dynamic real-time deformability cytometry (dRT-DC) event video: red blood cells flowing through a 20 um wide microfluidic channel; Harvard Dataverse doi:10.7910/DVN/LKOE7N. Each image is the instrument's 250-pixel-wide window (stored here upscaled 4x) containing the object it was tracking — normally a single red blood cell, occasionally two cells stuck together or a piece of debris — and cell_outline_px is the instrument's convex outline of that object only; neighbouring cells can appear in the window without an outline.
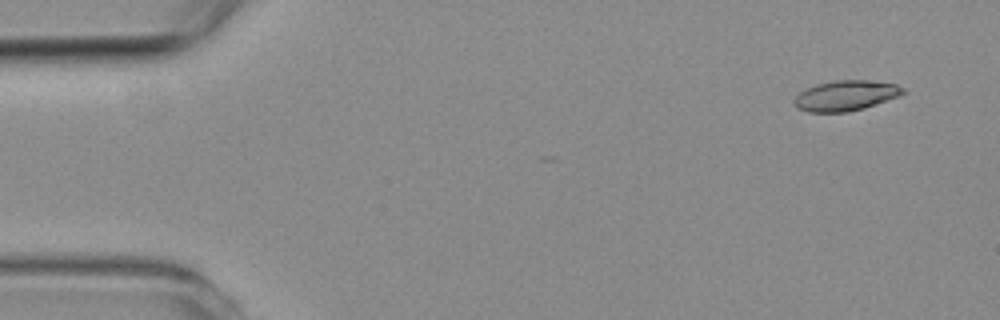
{"species": "common noctule bat (a hibernating species)", "species_latin": "Nyctalus noctula", "temperature_condition": "room temperature", "stored_images_in_passage": 5, "camera_frame_rate_fps": 3000, "um_per_image_px": 0.085, "animal": {"sex": "female", "body_mass_g": 19.3, "forearm_length_mm": 54.1}, "frame": {"image": 1, "passage_image": 2, "time_ms": 1.0, "image_size_px": [1000, 320], "cell_outline_px": [[908, 92], [900, 96], [864, 108], [848, 112], [808, 112], [796, 108], [792, 104], [792, 100], [800, 92], [816, 84], [832, 80], [864, 80], [896, 84], [904, 88]], "centroid_in_image_um": [71.88, 8.13], "position_along_channel_um": 13.1, "area_um2": 19.42}}
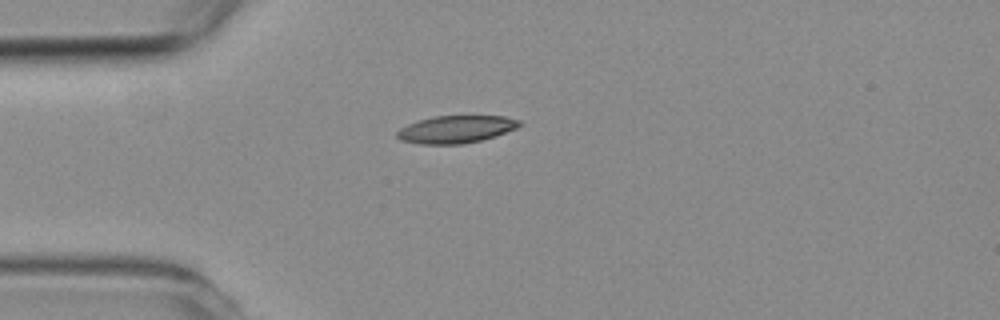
{"frame": {"image": 2, "passage_image": 5, "time_ms": 4.333, "image_size_px": [1000, 320], "cell_outline_px": [[524, 124], [516, 128], [496, 136], [464, 144], [420, 144], [400, 140], [396, 136], [396, 132], [400, 128], [408, 124], [420, 120], [436, 116], [504, 116], [520, 120]], "centroid_in_image_um": [38.77, 10.99], "position_along_channel_um": 46.2, "area_um2": 19.59}}